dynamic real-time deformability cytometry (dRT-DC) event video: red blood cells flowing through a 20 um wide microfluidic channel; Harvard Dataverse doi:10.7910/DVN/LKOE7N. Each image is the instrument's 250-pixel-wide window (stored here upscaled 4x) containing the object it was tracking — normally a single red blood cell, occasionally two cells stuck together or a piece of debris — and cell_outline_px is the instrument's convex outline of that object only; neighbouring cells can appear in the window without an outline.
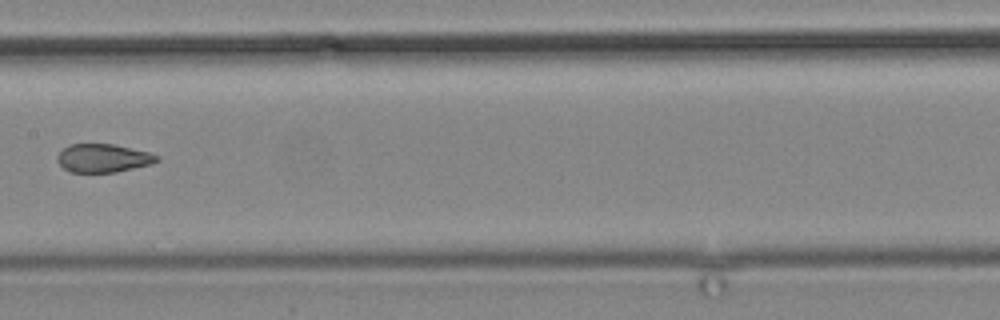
{"species": "common noctule bat (a hibernating species)", "species_latin": "Nyctalus noctula", "temperature_condition": "cold", "stored_images_in_passage": 11, "camera_frame_rate_fps": 3000, "um_per_image_px": 0.085, "animal": {"sex": "male", "body_mass_g": 19.2, "forearm_length_mm": 51.8}, "frame": {"image": 1, "passage_image": 4, "time_ms": 4.333, "image_size_px": [1000, 320], "cell_outline_px": [[160, 160], [152, 164], [116, 172], [72, 172], [64, 168], [56, 160], [56, 156], [68, 144], [112, 144], [148, 152], [160, 156]], "centroid_in_image_um": [8.77, 13.44], "position_along_channel_um": 198.6, "area_um2": 16.42}}
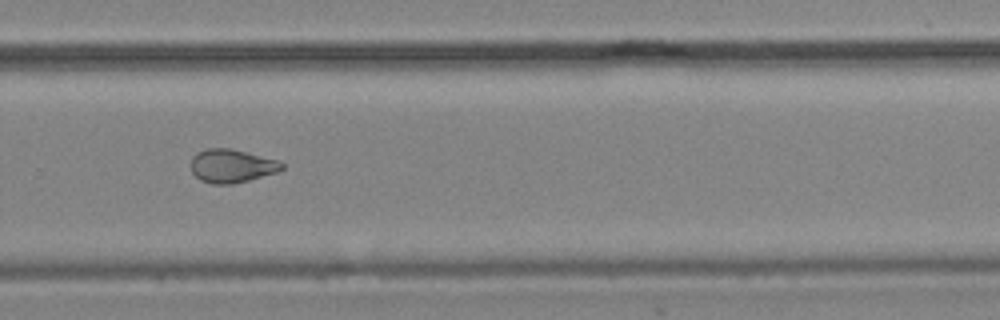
{"frame": {"image": 2, "passage_image": 7, "time_ms": 7.667, "image_size_px": [1000, 320], "cell_outline_px": [[284, 168], [276, 172], [248, 180], [232, 184], [212, 184], [200, 180], [192, 172], [188, 164], [192, 156], [196, 152], [208, 148], [228, 148], [276, 160], [284, 164]], "centroid_in_image_um": [19.61, 14.1], "position_along_channel_um": 310.2, "area_um2": 17.63}}
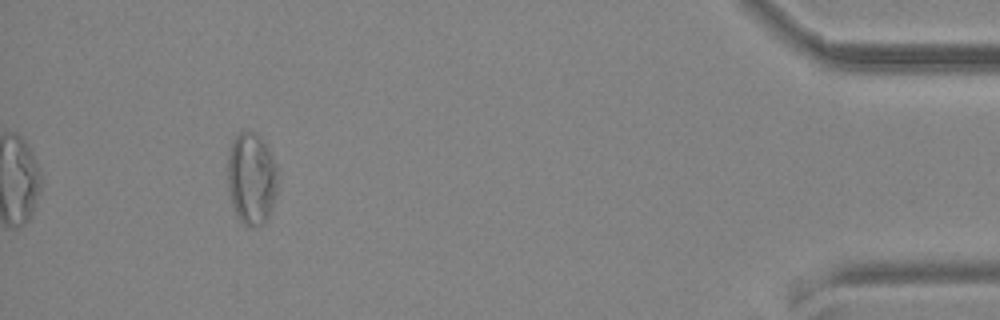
{"frame": {"image": 3, "passage_image": 11, "time_ms": 12.667, "image_size_px": [1000, 320], "cell_outline_px": [[276, 192], [272, 208], [268, 216], [256, 228], [252, 228], [244, 224], [240, 220], [232, 204], [228, 188], [228, 152], [232, 140], [244, 128], [256, 132], [264, 140], [276, 164]], "centroid_in_image_um": [21.36, 15.12], "position_along_channel_um": 413.8, "area_um2": 26.99}}